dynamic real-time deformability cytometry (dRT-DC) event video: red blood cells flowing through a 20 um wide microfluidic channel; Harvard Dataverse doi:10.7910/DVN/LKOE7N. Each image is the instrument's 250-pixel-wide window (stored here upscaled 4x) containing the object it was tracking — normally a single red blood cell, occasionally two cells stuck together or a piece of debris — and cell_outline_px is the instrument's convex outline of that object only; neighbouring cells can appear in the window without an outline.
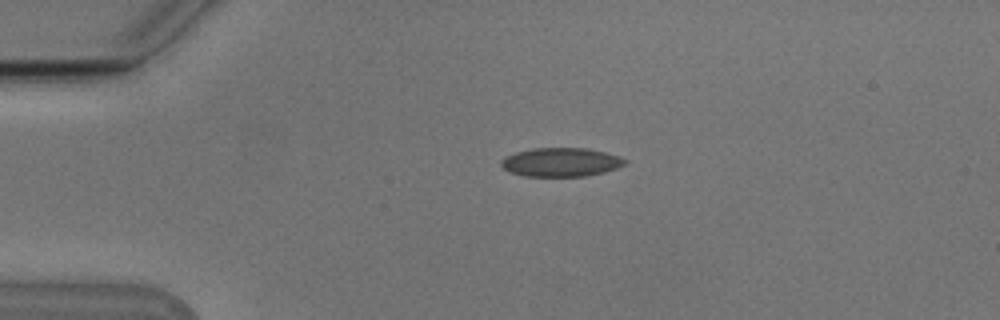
{"species": "Egyptian fruit bat (a non-hibernating species)", "species_latin": "Rousettus aegyptiacus", "temperature_condition": "cold", "stored_images_in_passage": 43, "camera_frame_rate_fps": 3000, "um_per_image_px": 0.085, "animal": {"sex": "male"}, "frame": {"image": 1, "passage_image": 1, "time_ms": 0.0, "image_size_px": [1000, 320], "cell_outline_px": [[628, 164], [604, 172], [584, 176], [524, 176], [508, 172], [500, 164], [500, 160], [504, 156], [516, 152], [532, 148], [588, 148], [620, 156], [628, 160]], "centroid_in_image_um": [47.68, 13.78], "position_along_channel_um": 37.3, "area_um2": 20.98}}
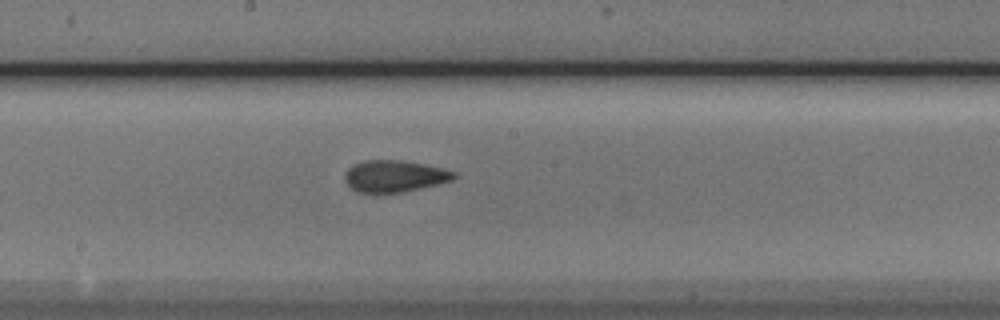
{"frame": {"image": 2, "passage_image": 18, "time_ms": 5.667, "image_size_px": [1000, 320], "cell_outline_px": [[460, 176], [452, 180], [436, 184], [400, 192], [372, 196], [356, 192], [344, 180], [344, 176], [348, 168], [352, 164], [364, 160], [404, 160], [424, 164], [456, 172]], "centroid_in_image_um": [33.47, 15.0], "position_along_channel_um": 214.7, "area_um2": 20.69}}
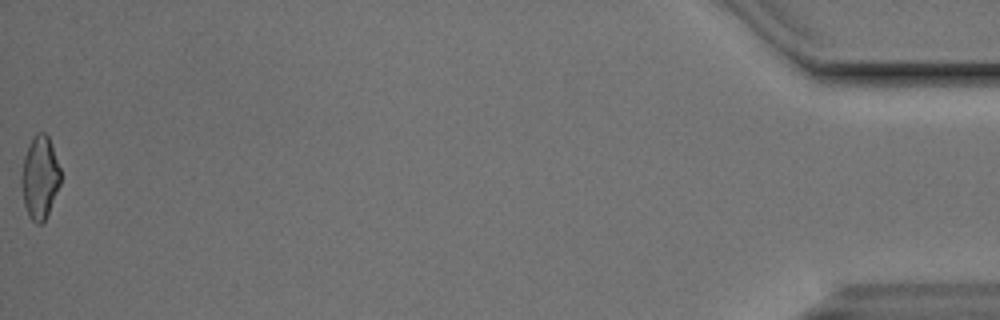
{"frame": {"image": 3, "passage_image": 43, "time_ms": 14.0, "image_size_px": [1000, 320], "cell_outline_px": [[60, 184], [48, 212], [44, 220], [40, 224], [36, 224], [28, 216], [24, 204], [20, 184], [20, 176], [24, 156], [28, 144], [32, 136], [36, 132], [44, 132], [48, 136], [60, 168]], "centroid_in_image_um": [3.35, 15.06], "position_along_channel_um": 431.9, "area_um2": 18.96}, "authors_computed_cell_mechanics": {"area_um2": 20.1722, "velocity_mm_per_s": 3.8015, "shape_relaxation_time_tau1_ms": 6.2221, "shape_relaxation_time_tau2_ms": 1.6963, "deformation_change_tau1": 0.1332, "deformation_change_tau2": 0.0943}}